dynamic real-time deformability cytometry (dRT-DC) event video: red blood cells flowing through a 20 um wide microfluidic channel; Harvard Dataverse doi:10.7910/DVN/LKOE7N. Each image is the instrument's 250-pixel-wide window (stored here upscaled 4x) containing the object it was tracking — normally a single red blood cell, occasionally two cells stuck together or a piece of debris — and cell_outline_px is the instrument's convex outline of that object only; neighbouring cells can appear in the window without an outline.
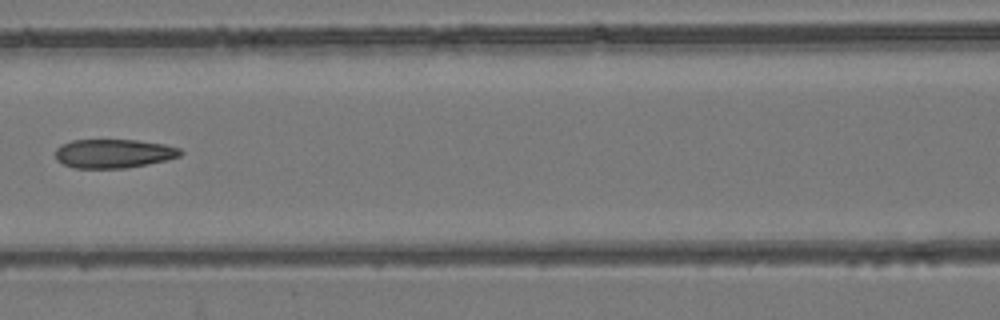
{"species": "common noctule bat (a hibernating species)", "species_latin": "Nyctalus noctula", "temperature_condition": "room temperature", "stored_images_in_passage": 7, "camera_frame_rate_fps": 3000, "um_per_image_px": 0.085, "animal": {"sex": "female", "body_mass_g": 24.6, "forearm_length_mm": 56.2}, "frame": {"image": 1, "passage_image": 7, "time_ms": 7.0, "image_size_px": [1000, 320], "cell_outline_px": [[184, 152], [180, 156], [148, 164], [124, 168], [72, 168], [56, 160], [56, 148], [60, 144], [72, 140], [136, 140], [164, 144], [180, 148]], "centroid_in_image_um": [9.64, 13.05], "position_along_channel_um": 157.0, "area_um2": 21.1}}